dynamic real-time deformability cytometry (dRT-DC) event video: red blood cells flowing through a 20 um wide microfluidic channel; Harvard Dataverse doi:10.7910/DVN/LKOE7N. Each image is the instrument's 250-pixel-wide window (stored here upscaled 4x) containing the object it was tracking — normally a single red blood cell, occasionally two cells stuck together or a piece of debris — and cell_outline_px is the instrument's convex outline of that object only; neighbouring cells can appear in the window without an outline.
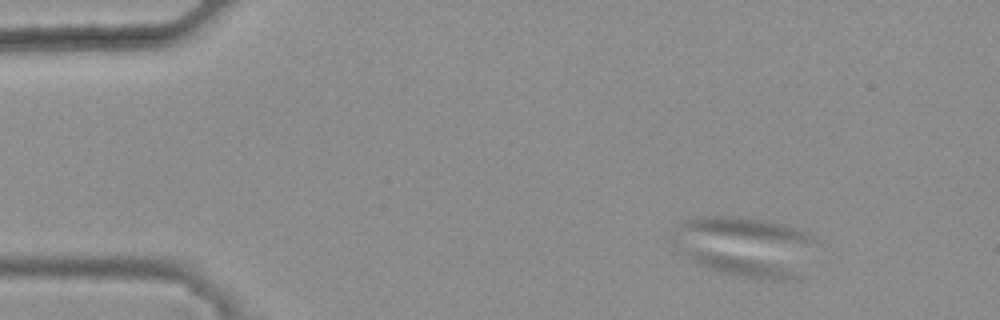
{"species": "common noctule bat (a hibernating species)", "species_latin": "Nyctalus noctula", "temperature_condition": "warm", "stored_images_in_passage": 19, "camera_frame_rate_fps": 3000, "um_per_image_px": 0.085, "animal": {"sex": "female", "body_mass_g": 25.1}, "frame": {"image": 1, "passage_image": 6, "time_ms": 1.667, "image_size_px": [1000, 320], "cell_outline_px": [[804, 276], [784, 280], [760, 280], [724, 272], [700, 264], [692, 260], [684, 252], [708, 252], [756, 260], [776, 264]], "centroid_in_image_um": [63.17, 22.65], "position_along_channel_um": 21.8, "area_um2": 11.96}}